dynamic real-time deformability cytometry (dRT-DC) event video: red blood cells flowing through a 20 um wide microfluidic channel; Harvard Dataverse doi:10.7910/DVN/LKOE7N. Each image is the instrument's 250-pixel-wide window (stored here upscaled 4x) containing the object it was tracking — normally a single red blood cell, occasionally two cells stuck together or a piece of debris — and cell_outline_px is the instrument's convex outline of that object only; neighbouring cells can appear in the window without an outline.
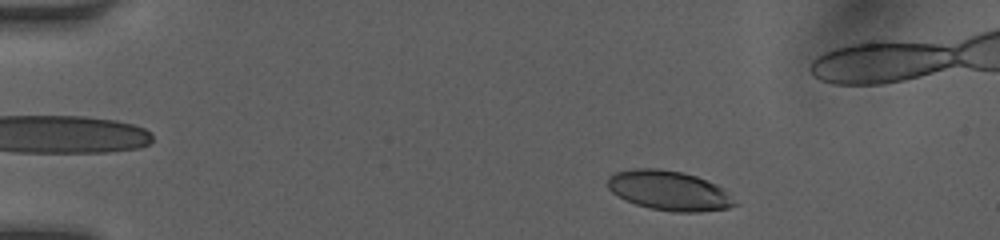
{"species": "human", "species_latin": "Homo sapiens", "temperature_condition": "room temperature", "stored_images_in_passage": 42, "camera_frame_rate_fps": 3000, "um_per_image_px": 0.085, "donor": {"sex": "female"}, "frame": {"image": 1, "passage_image": 4, "time_ms": 1.0, "image_size_px": [1000, 240], "cell_outline_px": [[740, 204], [728, 208], [700, 212], [676, 212], [648, 208], [624, 200], [612, 192], [608, 188], [608, 176], [616, 172], [632, 168], [660, 168], [684, 172], [708, 180], [724, 188]], "centroid_in_image_um": [56.9, 16.2], "position_along_channel_um": 28.1, "area_um2": 29.82}}
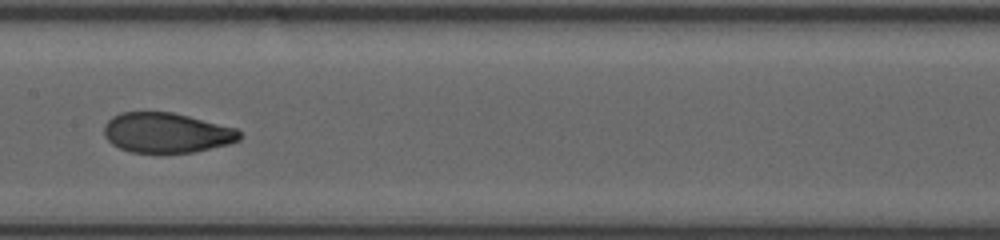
{"frame": {"image": 2, "passage_image": 22, "time_ms": 7.0, "image_size_px": [1000, 240], "cell_outline_px": [[240, 140], [228, 144], [192, 152], [164, 156], [160, 156], [128, 152], [112, 144], [104, 136], [104, 124], [112, 116], [120, 112], [172, 112], [236, 128], [240, 132]], "centroid_in_image_um": [14.1, 11.33], "position_along_channel_um": 193.3, "area_um2": 32.43}}
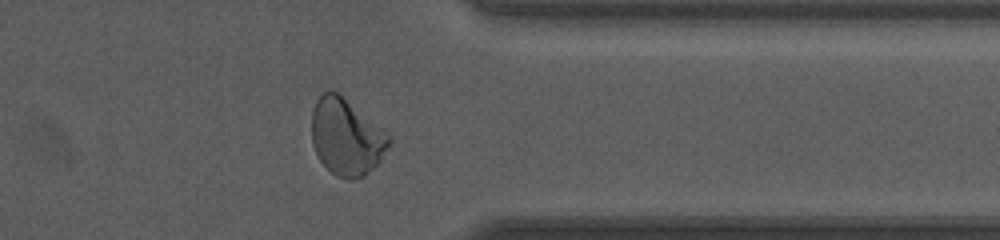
{"frame": {"image": 3, "passage_image": 36, "time_ms": 11.667, "image_size_px": [1000, 240], "cell_outline_px": [[392, 140], [380, 160], [364, 176], [352, 180], [348, 180], [336, 176], [320, 160], [312, 144], [312, 112], [316, 100], [328, 88], [340, 92], [392, 136]], "centroid_in_image_um": [29.45, 11.6], "position_along_channel_um": 382.0, "area_um2": 34.85}}